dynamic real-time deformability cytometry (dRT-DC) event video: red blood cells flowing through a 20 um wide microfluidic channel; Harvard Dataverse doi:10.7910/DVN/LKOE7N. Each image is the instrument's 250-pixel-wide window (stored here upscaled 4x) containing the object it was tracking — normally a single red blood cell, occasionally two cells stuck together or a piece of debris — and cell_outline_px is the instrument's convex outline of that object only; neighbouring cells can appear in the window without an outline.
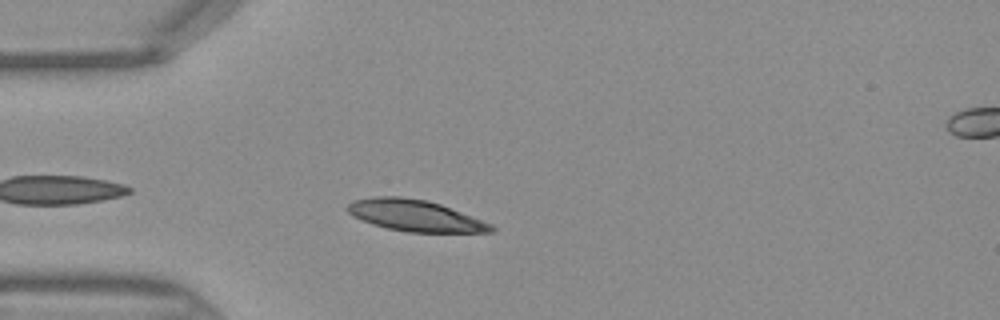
{"species": "Egyptian fruit bat (a non-hibernating species)", "species_latin": "Rousettus aegyptiacus", "temperature_condition": "warm", "stored_images_in_passage": 30, "camera_frame_rate_fps": 3000, "um_per_image_px": 0.085, "frame": {"image": 1, "passage_image": 3, "time_ms": 0.667, "image_size_px": [1000, 320], "cell_outline_px": [[496, 228], [492, 232], [408, 232], [388, 228], [372, 224], [352, 216], [344, 208], [352, 200], [372, 196], [400, 196], [424, 200], [440, 204], [492, 224]], "centroid_in_image_um": [35.22, 18.32], "position_along_channel_um": 49.8, "area_um2": 26.18}}
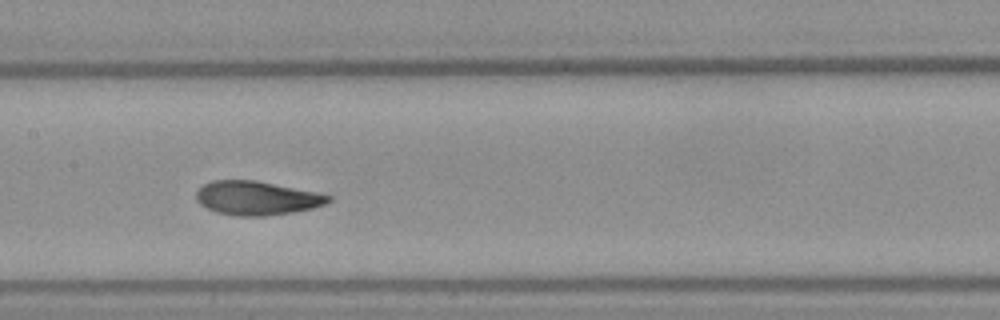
{"frame": {"image": 2, "passage_image": 13, "time_ms": 4.0, "image_size_px": [1000, 320], "cell_outline_px": [[332, 200], [324, 204], [312, 208], [292, 212], [264, 216], [240, 216], [216, 212], [200, 204], [196, 200], [196, 192], [204, 184], [212, 180], [256, 180], [316, 192], [332, 196]], "centroid_in_image_um": [21.81, 16.83], "position_along_channel_um": 185.6, "area_um2": 25.95}}
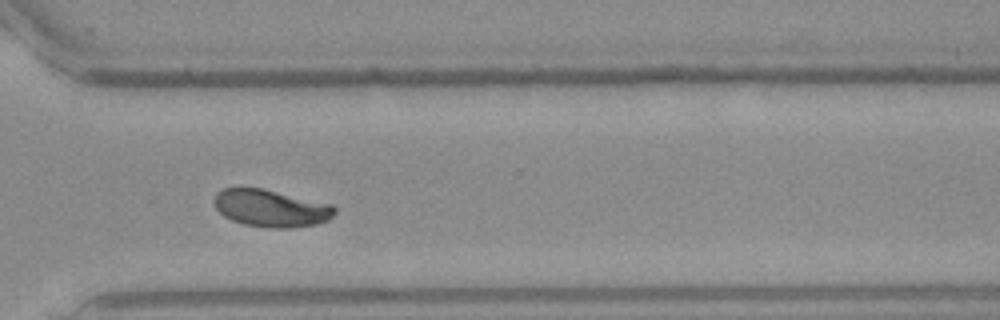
{"frame": {"image": 3, "passage_image": 24, "time_ms": 7.667, "image_size_px": [1000, 320], "cell_outline_px": [[336, 212], [328, 220], [316, 224], [288, 228], [268, 228], [244, 224], [232, 220], [224, 216], [216, 208], [212, 200], [216, 192], [224, 188], [260, 188], [332, 204], [336, 208]], "centroid_in_image_um": [23.01, 17.7], "position_along_channel_um": 347.6, "area_um2": 26.13}}